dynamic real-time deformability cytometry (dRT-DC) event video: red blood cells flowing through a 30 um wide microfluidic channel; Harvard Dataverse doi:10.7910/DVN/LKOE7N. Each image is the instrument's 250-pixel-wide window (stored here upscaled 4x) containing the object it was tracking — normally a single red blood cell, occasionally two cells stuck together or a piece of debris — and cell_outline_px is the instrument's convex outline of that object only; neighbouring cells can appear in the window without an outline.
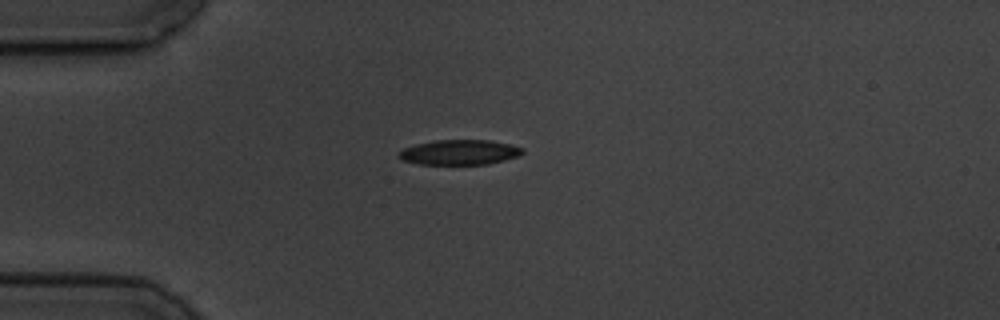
{"species": "common noctule bat (a hibernating species)", "species_latin": "Nyctalus noctula", "temperature_condition": "cold", "stored_images_in_passage": 2, "camera_frame_rate_fps": 3000, "um_per_image_px": 0.085, "animal": {"sex": "male", "body_mass_g": 19.5, "forearm_length_mm": 54.6}, "frame": {"image": 1, "passage_image": 1, "time_ms": 0.0, "image_size_px": [1000, 320], "cell_outline_px": [[524, 152], [516, 156], [504, 160], [488, 164], [420, 164], [404, 160], [400, 156], [400, 152], [404, 148], [416, 144], [436, 140], [488, 140], [508, 144], [524, 148]], "centroid_in_image_um": [39.09, 12.94], "position_along_channel_um": 45.9, "area_um2": 17.69}}